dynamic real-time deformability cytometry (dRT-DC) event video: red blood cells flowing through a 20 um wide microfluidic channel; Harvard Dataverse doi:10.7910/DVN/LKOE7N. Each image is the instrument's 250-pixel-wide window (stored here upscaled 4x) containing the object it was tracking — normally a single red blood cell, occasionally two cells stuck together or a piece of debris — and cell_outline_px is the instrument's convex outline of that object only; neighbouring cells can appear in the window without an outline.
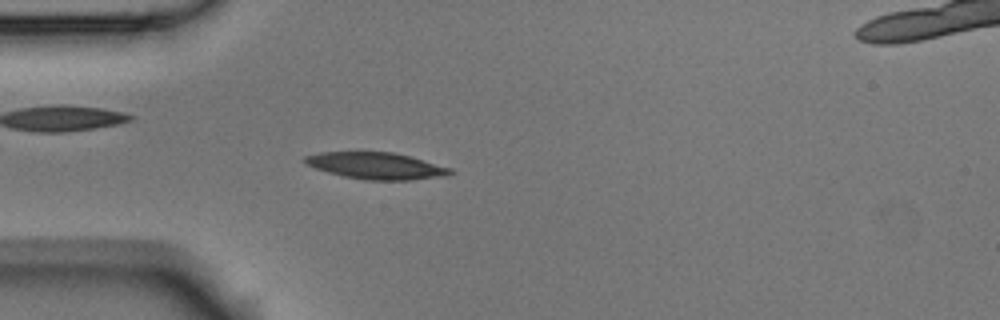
{"species": "Egyptian fruit bat (a non-hibernating species)", "species_latin": "Rousettus aegyptiacus", "temperature_condition": "room temperature", "stored_images_in_passage": 52, "camera_frame_rate_fps": 3000, "um_per_image_px": 0.085, "animal": {"sex": "male"}, "frame": {"image": 1, "passage_image": 14, "time_ms": 4.333, "image_size_px": [1000, 320], "cell_outline_px": [[456, 172], [448, 176], [412, 180], [364, 180], [344, 176], [328, 172], [304, 164], [300, 160], [304, 156], [320, 152], [392, 152], [408, 156], [452, 168]], "centroid_in_image_um": [31.97, 14.1], "position_along_channel_um": 53.0, "area_um2": 22.77}}
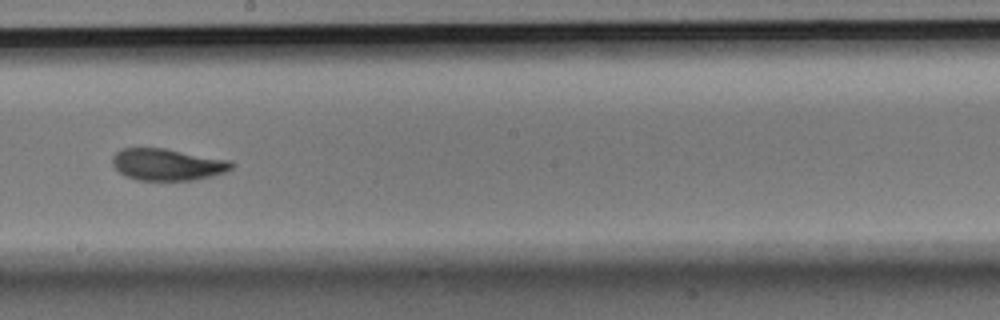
{"frame": {"image": 2, "passage_image": 29, "time_ms": 9.333, "image_size_px": [1000, 320], "cell_outline_px": [[236, 164], [232, 168], [224, 172], [212, 176], [196, 180], [136, 180], [120, 172], [112, 164], [112, 156], [120, 148], [164, 148], [232, 160]], "centroid_in_image_um": [14.26, 13.97], "position_along_channel_um": 233.9, "area_um2": 22.2}}
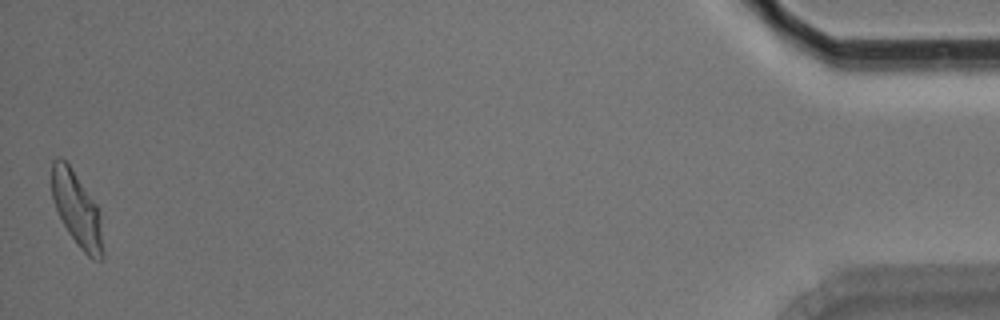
{"frame": {"image": 3, "passage_image": 52, "time_ms": 17.0, "image_size_px": [1000, 320], "cell_outline_px": [[104, 256], [100, 260], [92, 260], [76, 244], [68, 232], [56, 208], [52, 196], [52, 160], [56, 156], [60, 156], [68, 164], [100, 208], [104, 252]], "centroid_in_image_um": [6.57, 17.82], "position_along_channel_um": 428.6, "area_um2": 22.31}, "authors_computed_cell_mechanics": {"area_um2": 22.2819, "velocity_mm_per_s": 3.7584, "shape_relaxation_time_tau1_ms": 3.5783, "shape_relaxation_time_tau2_ms": 1.7644, "deformation_change_tau1": 0.1489, "deformation_change_tau2": 0.0773}}